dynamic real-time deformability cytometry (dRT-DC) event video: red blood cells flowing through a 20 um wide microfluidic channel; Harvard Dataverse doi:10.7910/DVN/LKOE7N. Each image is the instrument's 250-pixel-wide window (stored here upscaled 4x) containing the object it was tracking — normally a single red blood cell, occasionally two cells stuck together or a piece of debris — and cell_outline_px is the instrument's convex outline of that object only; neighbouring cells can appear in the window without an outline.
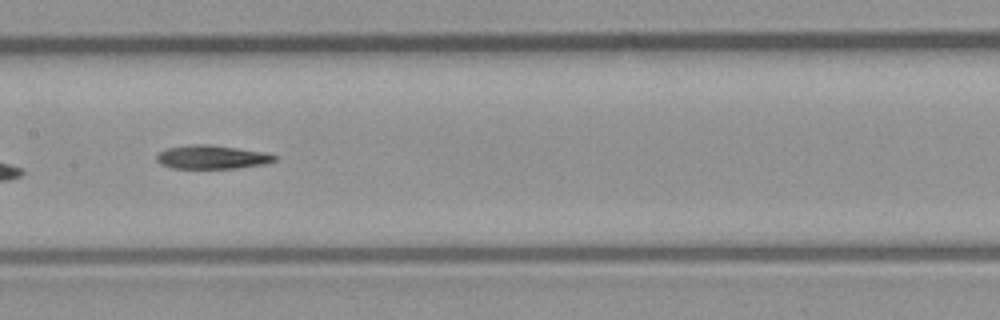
{"species": "common noctule bat (a hibernating species)", "species_latin": "Nyctalus noctula", "temperature_condition": "room temperature", "stored_images_in_passage": 12, "camera_frame_rate_fps": 3000, "um_per_image_px": 0.085, "animal": {"sex": "male", "body_mass_g": 23.1, "forearm_length_mm": 52.7}, "frame": {"image": 1, "passage_image": 9, "time_ms": 9.333, "image_size_px": [1000, 320], "cell_outline_px": [[276, 160], [264, 164], [236, 168], [172, 168], [160, 164], [156, 160], [156, 156], [160, 152], [168, 148], [192, 144], [208, 144], [264, 152], [276, 156]], "centroid_in_image_um": [17.99, 13.35], "position_along_channel_um": 189.4, "area_um2": 16.07}}